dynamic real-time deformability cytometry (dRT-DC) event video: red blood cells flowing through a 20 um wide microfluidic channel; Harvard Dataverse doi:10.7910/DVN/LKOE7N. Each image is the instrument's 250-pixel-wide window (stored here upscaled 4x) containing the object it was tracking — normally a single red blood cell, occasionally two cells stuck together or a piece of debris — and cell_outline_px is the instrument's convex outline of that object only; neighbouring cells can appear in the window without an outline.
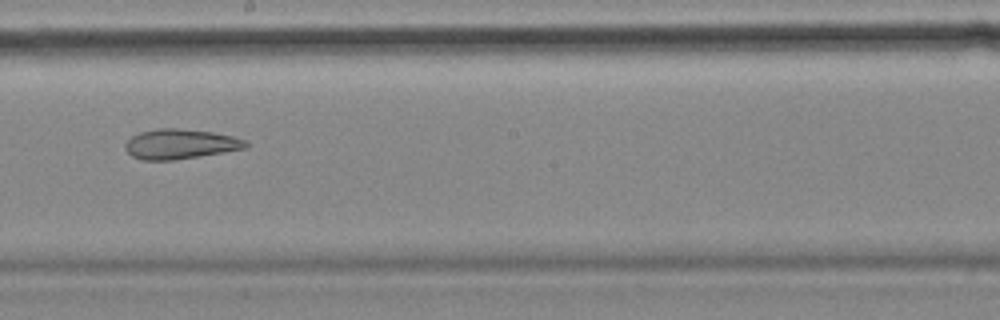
{"species": "common noctule bat (a hibernating species)", "species_latin": "Nyctalus noctula", "temperature_condition": "cold", "stored_images_in_passage": 53, "camera_frame_rate_fps": 3000, "um_per_image_px": 0.085, "animal": {"sex": "female", "body_mass_g": 18.4}, "frame": {"image": 1, "passage_image": 31, "time_ms": 10.0, "image_size_px": [1000, 320], "cell_outline_px": [[248, 148], [200, 156], [172, 160], [140, 160], [132, 156], [124, 148], [124, 144], [132, 136], [140, 132], [156, 128], [180, 128], [212, 132], [232, 136], [248, 140]], "centroid_in_image_um": [15.33, 12.24], "position_along_channel_um": 232.9, "area_um2": 21.15}, "authors_computed_cell_mechanics": {"area_um2": 26.1256, "velocity_mm_per_s": 3.5742, "shape_relaxation_time_tau1_ms": null, "shape_relaxation_time_tau2_ms": 4.248, "deformation_change_tau1": null, "deformation_change_tau2": 0.1284}}